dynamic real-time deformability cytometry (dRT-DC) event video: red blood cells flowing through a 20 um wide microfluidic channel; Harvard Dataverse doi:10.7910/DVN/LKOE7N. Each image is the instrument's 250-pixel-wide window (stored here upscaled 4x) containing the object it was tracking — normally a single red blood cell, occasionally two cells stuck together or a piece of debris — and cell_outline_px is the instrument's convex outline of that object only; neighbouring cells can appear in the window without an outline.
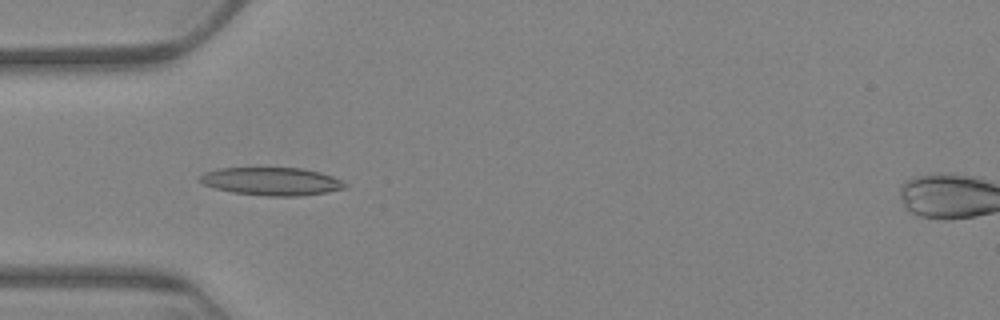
{"species": "Egyptian fruit bat (a non-hibernating species)", "species_latin": "Rousettus aegyptiacus", "temperature_condition": "warm", "stored_images_in_passage": 62, "camera_frame_rate_fps": 3000, "um_per_image_px": 0.085, "animal": {"sex": "female"}, "frame": {"image": 1, "passage_image": 19, "time_ms": 6.0, "image_size_px": [1000, 320], "cell_outline_px": [[348, 188], [328, 192], [300, 196], [268, 196], [232, 192], [216, 188], [204, 184], [196, 180], [204, 172], [216, 168], [300, 168], [320, 172], [332, 176], [348, 184]], "centroid_in_image_um": [23.09, 15.42], "position_along_channel_um": 61.9, "area_um2": 23.76}}
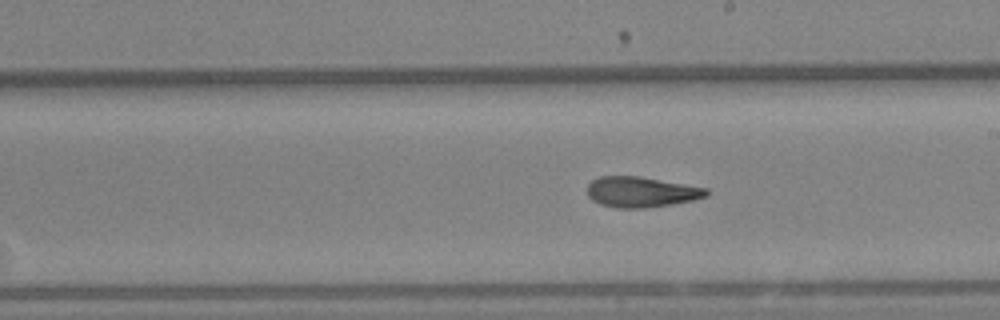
{"frame": {"image": 2, "passage_image": 35, "time_ms": 11.333, "image_size_px": [1000, 320], "cell_outline_px": [[712, 192], [708, 196], [692, 200], [672, 204], [644, 208], [616, 208], [600, 204], [592, 200], [588, 196], [588, 184], [592, 180], [600, 176], [640, 176], [708, 188]], "centroid_in_image_um": [54.53, 16.31], "position_along_channel_um": 234.5, "area_um2": 21.33}}
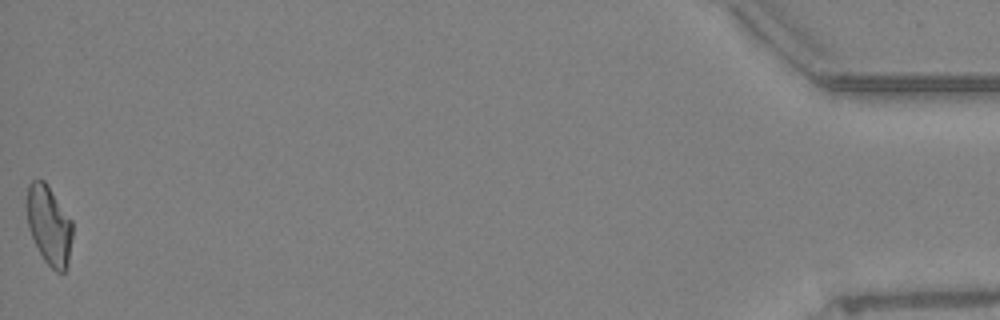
{"frame": {"image": 3, "passage_image": 62, "time_ms": 20.333, "image_size_px": [1000, 320], "cell_outline_px": [[72, 236], [68, 264], [64, 272], [56, 272], [44, 260], [28, 228], [28, 184], [32, 180], [44, 180], [72, 220]], "centroid_in_image_um": [4.19, 19.16], "position_along_channel_um": 431.0, "area_um2": 20.63}, "authors_computed_cell_mechanics": {"area_um2": 21.7906, "velocity_mm_per_s": 3.2775, "shape_relaxation_time_tau1_ms": null, "shape_relaxation_time_tau2_ms": 3.824, "deformation_change_tau1": null, "deformation_change_tau2": 0.1251}}